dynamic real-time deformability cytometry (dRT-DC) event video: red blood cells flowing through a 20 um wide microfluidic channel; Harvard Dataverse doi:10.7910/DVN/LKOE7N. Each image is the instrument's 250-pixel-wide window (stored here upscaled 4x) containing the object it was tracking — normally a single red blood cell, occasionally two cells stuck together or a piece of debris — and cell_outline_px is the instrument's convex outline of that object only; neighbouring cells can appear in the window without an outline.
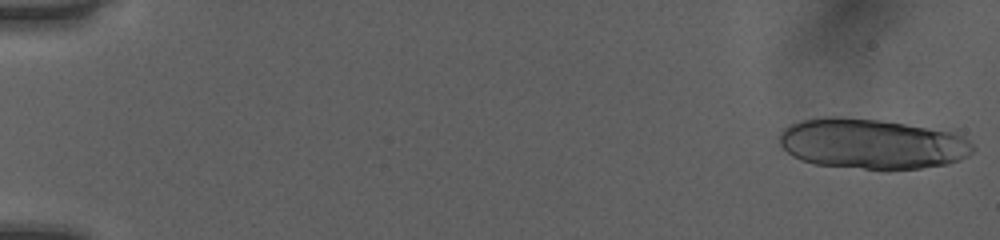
{"species": "human", "species_latin": "Homo sapiens", "temperature_condition": "room temperature", "stored_images_in_passage": 18, "camera_frame_rate_fps": 3000, "um_per_image_px": 0.085, "donor": {"sex": "female"}, "frame": {"image": 1, "passage_image": 1, "time_ms": 0.0, "image_size_px": [1000, 240], "cell_outline_px": [[976, 148], [968, 156], [960, 160], [948, 164], [920, 168], [888, 172], [884, 172], [816, 164], [800, 160], [792, 156], [780, 144], [780, 132], [784, 128], [800, 120], [820, 116], [840, 116], [880, 120], [952, 132], [964, 136]], "centroid_in_image_um": [74.12, 12.25], "position_along_channel_um": 10.9, "area_um2": 57.74}}